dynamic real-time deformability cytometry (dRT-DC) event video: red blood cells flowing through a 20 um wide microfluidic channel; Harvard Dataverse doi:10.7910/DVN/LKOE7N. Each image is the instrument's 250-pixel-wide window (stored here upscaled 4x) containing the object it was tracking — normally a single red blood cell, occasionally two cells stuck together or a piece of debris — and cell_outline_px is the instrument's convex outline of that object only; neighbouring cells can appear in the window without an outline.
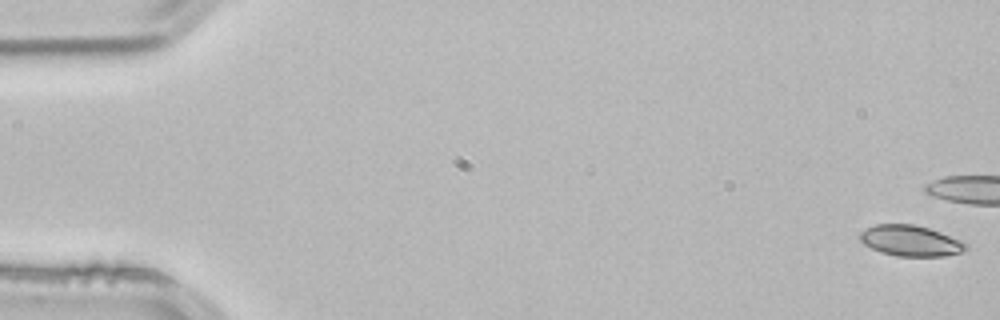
{"species": "common noctule bat (a hibernating species)", "species_latin": "Nyctalus noctula", "temperature_condition": "room temperature", "stored_images_in_passage": 4, "camera_frame_rate_fps": 3000, "um_per_image_px": 0.085, "animal": {"sex": "male", "body_mass_g": 21.5, "forearm_length_mm": 52.0}, "frame": {"image": 1, "passage_image": 4, "time_ms": 1.0, "image_size_px": [1000, 320], "cell_outline_px": [[968, 248], [960, 252], [944, 256], [896, 256], [880, 252], [864, 244], [860, 240], [860, 232], [876, 224], [916, 224], [964, 240], [968, 244]], "centroid_in_image_um": [77.43, 20.46], "position_along_channel_um": 7.6, "area_um2": 19.07}}